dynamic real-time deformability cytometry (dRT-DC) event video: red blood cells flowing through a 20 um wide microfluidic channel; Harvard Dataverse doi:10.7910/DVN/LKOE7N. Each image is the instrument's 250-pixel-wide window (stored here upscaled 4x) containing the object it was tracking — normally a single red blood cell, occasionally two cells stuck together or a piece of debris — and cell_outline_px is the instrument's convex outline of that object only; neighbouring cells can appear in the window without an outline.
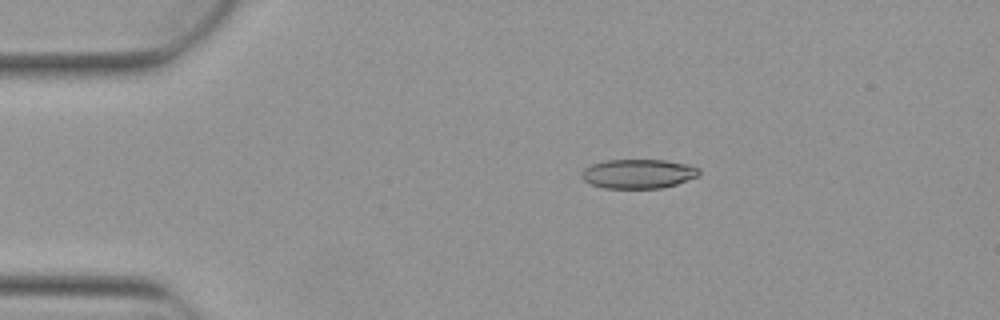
{"species": "Egyptian fruit bat (a non-hibernating species)", "species_latin": "Rousettus aegyptiacus", "temperature_condition": "warm", "stored_images_in_passage": 5, "camera_frame_rate_fps": 3000, "um_per_image_px": 0.085, "animal": {"sex": "female"}, "frame": {"image": 1, "passage_image": 3, "time_ms": 0.667, "image_size_px": [1000, 320], "cell_outline_px": [[700, 176], [676, 184], [660, 188], [604, 188], [588, 184], [580, 176], [580, 172], [584, 168], [592, 164], [604, 160], [664, 160], [688, 164], [700, 168]], "centroid_in_image_um": [54.24, 14.77], "position_along_channel_um": 30.8, "area_um2": 20.29}}
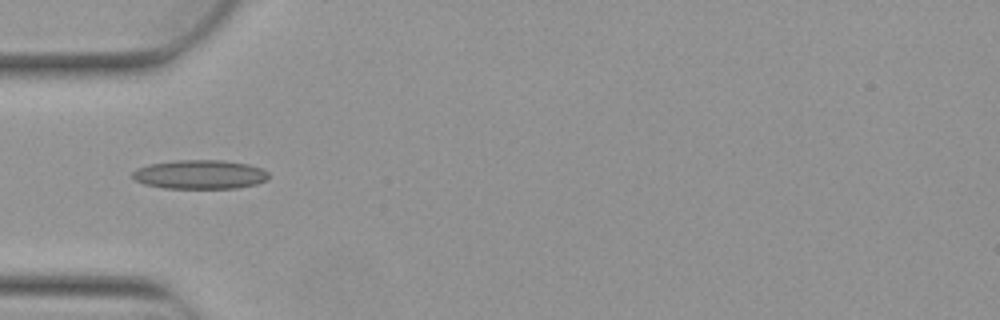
{"frame": {"image": 2, "passage_image": 5, "time_ms": 1.333, "image_size_px": [1000, 320], "cell_outline_px": [[268, 180], [256, 184], [236, 188], [164, 188], [144, 184], [136, 180], [132, 176], [132, 172], [136, 168], [148, 164], [172, 160], [224, 160], [248, 164], [260, 168], [268, 172]], "centroid_in_image_um": [16.97, 14.82], "position_along_channel_um": 68.0, "area_um2": 23.18}}